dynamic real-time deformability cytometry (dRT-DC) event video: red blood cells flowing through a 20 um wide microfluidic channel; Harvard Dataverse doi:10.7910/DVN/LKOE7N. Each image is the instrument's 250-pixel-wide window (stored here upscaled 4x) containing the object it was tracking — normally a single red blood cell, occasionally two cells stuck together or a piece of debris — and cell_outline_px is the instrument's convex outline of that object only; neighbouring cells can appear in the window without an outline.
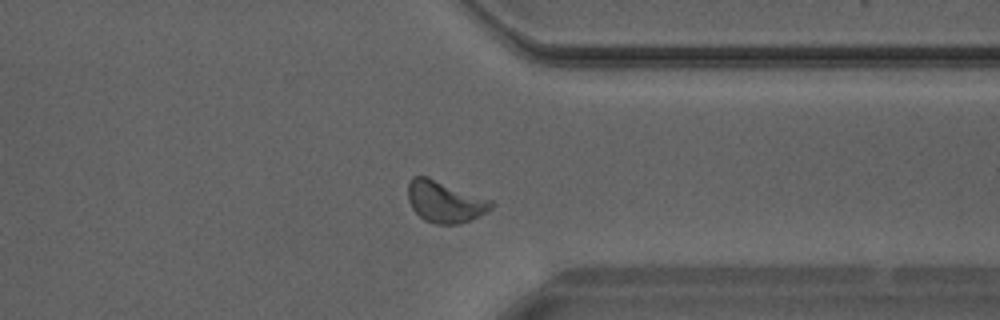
{"species": "Egyptian fruit bat (a non-hibernating species)", "species_latin": "Rousettus aegyptiacus", "temperature_condition": "warm", "stored_images_in_passage": 29, "camera_frame_rate_fps": 3000, "um_per_image_px": 0.085, "animal": {"sex": "male"}, "frame": {"image": 1, "passage_image": 21, "time_ms": 6.667, "image_size_px": [1000, 320], "cell_outline_px": [[492, 208], [488, 212], [480, 216], [460, 224], [436, 224], [424, 220], [412, 208], [408, 200], [408, 180], [412, 176], [428, 176], [492, 200]], "centroid_in_image_um": [37.81, 17.13], "position_along_channel_um": 373.6, "area_um2": 20.35}}